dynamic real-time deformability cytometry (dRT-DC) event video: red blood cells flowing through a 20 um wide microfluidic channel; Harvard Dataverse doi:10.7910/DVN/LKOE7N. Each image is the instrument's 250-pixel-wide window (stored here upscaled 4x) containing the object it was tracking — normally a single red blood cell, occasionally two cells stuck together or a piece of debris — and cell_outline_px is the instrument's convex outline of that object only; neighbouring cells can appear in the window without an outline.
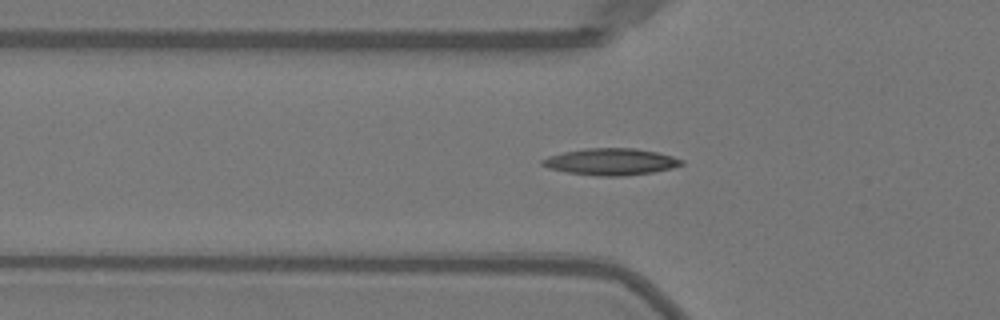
{"species": "Egyptian fruit bat (a non-hibernating species)", "species_latin": "Rousettus aegyptiacus", "temperature_condition": "warm", "stored_images_in_passage": 50, "camera_frame_rate_fps": 3000, "um_per_image_px": 0.085, "animal": {"sex": "female"}, "frame": {"image": 1, "passage_image": 17, "time_ms": 5.333, "image_size_px": [1000, 320], "cell_outline_px": [[684, 164], [672, 168], [652, 172], [624, 176], [596, 176], [568, 172], [548, 168], [540, 164], [540, 160], [548, 156], [564, 152], [584, 148], [636, 148], [656, 152], [672, 156], [684, 160]], "centroid_in_image_um": [51.91, 13.74], "position_along_channel_um": 73.9, "area_um2": 21.73}}
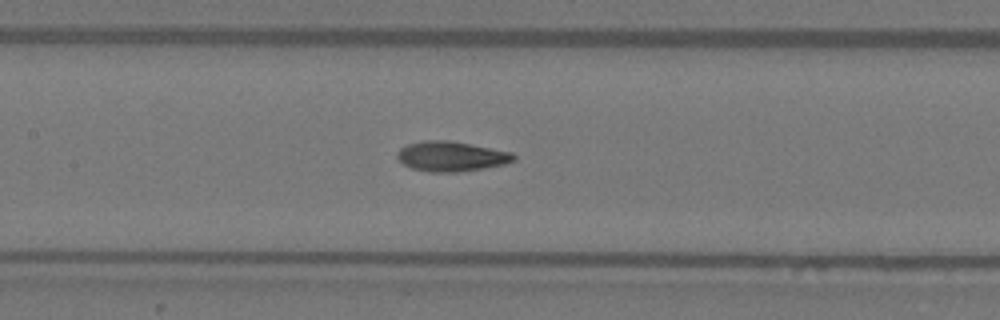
{"frame": {"image": 2, "passage_image": 24, "time_ms": 7.667, "image_size_px": [1000, 320], "cell_outline_px": [[516, 160], [504, 164], [484, 168], [456, 172], [428, 172], [412, 168], [404, 164], [396, 156], [396, 152], [400, 148], [408, 144], [424, 140], [444, 140], [468, 144], [512, 152], [516, 156]], "centroid_in_image_um": [38.34, 13.29], "position_along_channel_um": 169.1, "area_um2": 20.17}}
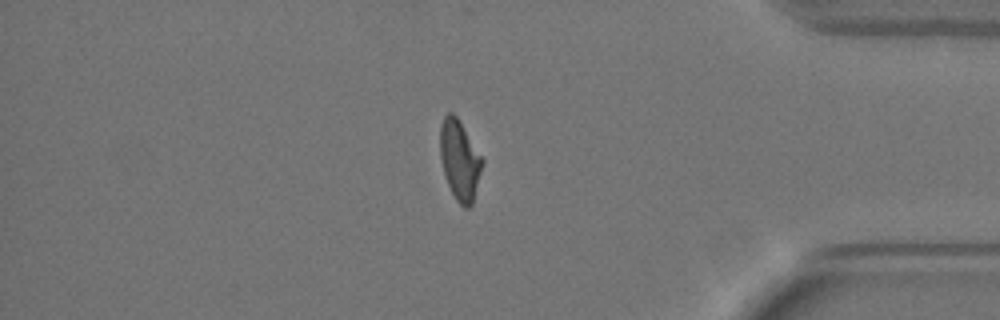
{"frame": {"image": 3, "passage_image": 43, "time_ms": 14.0, "image_size_px": [1000, 320], "cell_outline_px": [[484, 160], [472, 204], [468, 208], [464, 208], [456, 200], [448, 184], [444, 172], [440, 156], [440, 124], [444, 116], [448, 112], [452, 112], [460, 120]], "centroid_in_image_um": [39.07, 13.57], "position_along_channel_um": 396.1, "area_um2": 19.54}, "authors_computed_cell_mechanics": {"area_um2": 19.4208, "velocity_mm_per_s": 4.0116, "shape_relaxation_time_tau1_ms": 5.57, "shape_relaxation_time_tau2_ms": 1.4812, "deformation_change_tau1": 0.2059, "deformation_change_tau2": 0.0716}}